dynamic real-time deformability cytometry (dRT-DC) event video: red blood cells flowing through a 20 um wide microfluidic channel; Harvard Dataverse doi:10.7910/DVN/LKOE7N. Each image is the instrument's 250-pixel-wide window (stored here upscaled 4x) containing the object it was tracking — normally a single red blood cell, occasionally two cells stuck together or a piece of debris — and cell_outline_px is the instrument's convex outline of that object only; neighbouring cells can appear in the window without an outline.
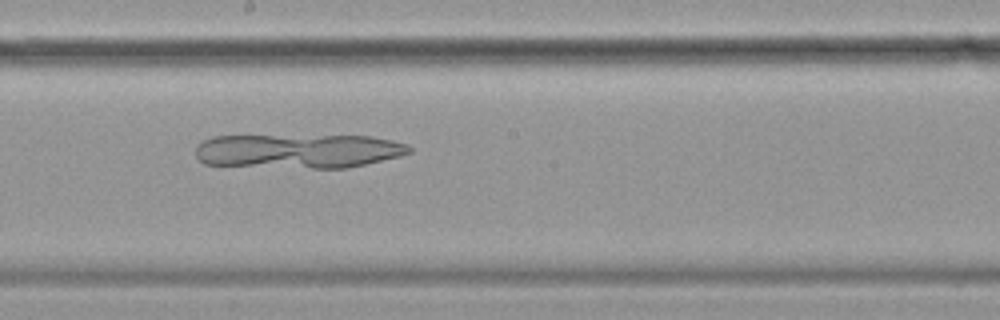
{"species": "common noctule bat (a hibernating species)", "species_latin": "Nyctalus noctula", "temperature_condition": "cold", "stored_images_in_passage": 47, "camera_frame_rate_fps": 3000, "um_per_image_px": 0.085, "animal": {"sex": "female", "body_mass_g": 19.9}, "frame": {"image": 1, "passage_image": 21, "time_ms": 6.667, "image_size_px": [1000, 320], "cell_outline_px": [[412, 152], [400, 156], [348, 168], [312, 168], [204, 164], [196, 156], [196, 144], [212, 136], [372, 136], [392, 140], [408, 144], [412, 148]], "centroid_in_image_um": [25.39, 12.83], "position_along_channel_um": 222.8, "area_um2": 42.71}}